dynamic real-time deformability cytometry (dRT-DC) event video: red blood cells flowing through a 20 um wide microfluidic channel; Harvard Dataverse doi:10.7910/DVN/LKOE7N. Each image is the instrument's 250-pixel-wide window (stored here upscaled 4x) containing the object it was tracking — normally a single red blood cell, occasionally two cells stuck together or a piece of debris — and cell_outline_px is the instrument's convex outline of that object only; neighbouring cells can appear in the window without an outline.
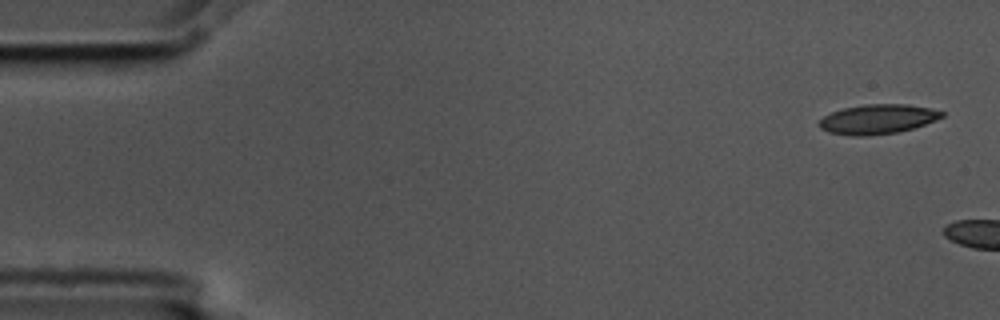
{"species": "common noctule bat (a hibernating species)", "species_latin": "Nyctalus noctula", "temperature_condition": "cold", "stored_images_in_passage": 5, "segment_of_instrument_passage": [2, 2], "camera_frame_rate_fps": 3000, "um_per_image_px": 0.085, "animal": {"sex": "male", "body_mass_g": 17.5, "forearm_length_mm": 52.3}, "frame": {"image": 1, "passage_image": 5, "time_ms": 1.333, "image_size_px": [1000, 320], "cell_outline_px": [[944, 116], [936, 120], [900, 132], [868, 136], [852, 136], [828, 132], [820, 128], [816, 124], [824, 116], [832, 112], [844, 108], [864, 104], [908, 104], [932, 108], [944, 112]], "centroid_in_image_um": [74.6, 10.13], "position_along_channel_um": 10.4, "area_um2": 21.33}}